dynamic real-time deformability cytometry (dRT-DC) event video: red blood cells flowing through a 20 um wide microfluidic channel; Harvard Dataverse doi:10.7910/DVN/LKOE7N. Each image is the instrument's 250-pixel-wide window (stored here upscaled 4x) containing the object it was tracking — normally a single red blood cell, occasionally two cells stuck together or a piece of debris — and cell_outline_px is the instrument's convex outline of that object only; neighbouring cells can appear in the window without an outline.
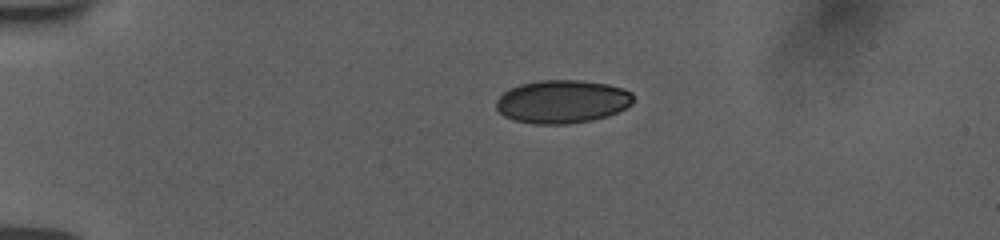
{"species": "human", "species_latin": "Homo sapiens", "temperature_condition": "room temperature", "stored_images_in_passage": 41, "camera_frame_rate_fps": 3000, "um_per_image_px": 0.085, "donor": {"sex": "female"}, "frame": {"image": 1, "passage_image": 1, "time_ms": 0.0, "image_size_px": [1000, 240], "cell_outline_px": [[632, 104], [608, 116], [592, 120], [568, 124], [532, 124], [516, 120], [504, 116], [496, 108], [496, 100], [508, 88], [520, 84], [540, 80], [580, 80], [608, 84], [624, 88], [632, 92]], "centroid_in_image_um": [47.78, 8.63], "position_along_channel_um": 37.2, "area_um2": 34.62}}
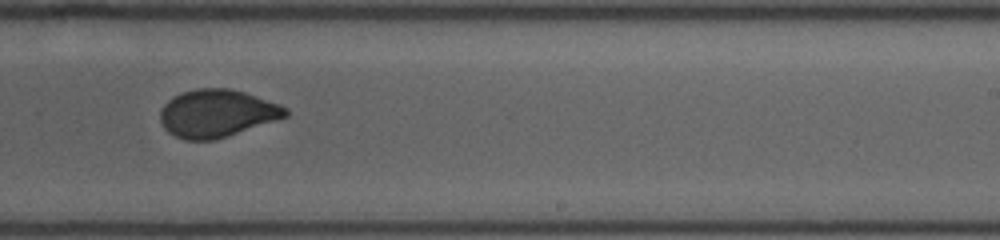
{"frame": {"image": 2, "passage_image": 23, "time_ms": 7.667, "image_size_px": [1000, 240], "cell_outline_px": [[288, 116], [228, 136], [212, 140], [184, 140], [168, 132], [164, 128], [160, 120], [160, 108], [172, 96], [196, 88], [228, 88], [244, 92], [280, 104], [288, 108]], "centroid_in_image_um": [18.42, 9.63], "position_along_channel_um": 270.6, "area_um2": 34.8}}
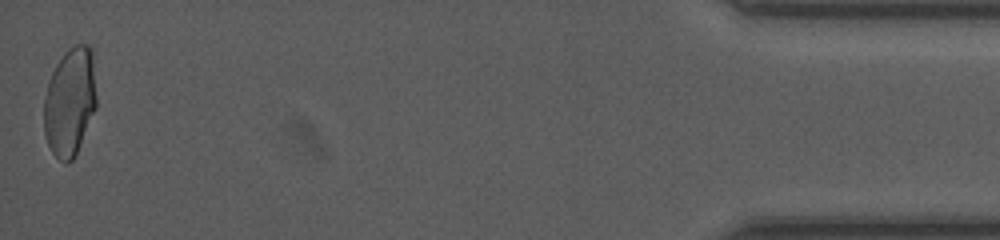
{"frame": {"image": 3, "passage_image": 41, "time_ms": 14.0, "image_size_px": [1000, 240], "cell_outline_px": [[96, 108], [76, 152], [72, 160], [68, 164], [64, 164], [52, 152], [48, 144], [44, 132], [44, 100], [48, 80], [56, 64], [64, 52], [68, 48], [76, 44], [88, 44], [92, 48], [96, 96]], "centroid_in_image_um": [5.94, 8.62], "position_along_channel_um": 429.3, "area_um2": 33.23}}